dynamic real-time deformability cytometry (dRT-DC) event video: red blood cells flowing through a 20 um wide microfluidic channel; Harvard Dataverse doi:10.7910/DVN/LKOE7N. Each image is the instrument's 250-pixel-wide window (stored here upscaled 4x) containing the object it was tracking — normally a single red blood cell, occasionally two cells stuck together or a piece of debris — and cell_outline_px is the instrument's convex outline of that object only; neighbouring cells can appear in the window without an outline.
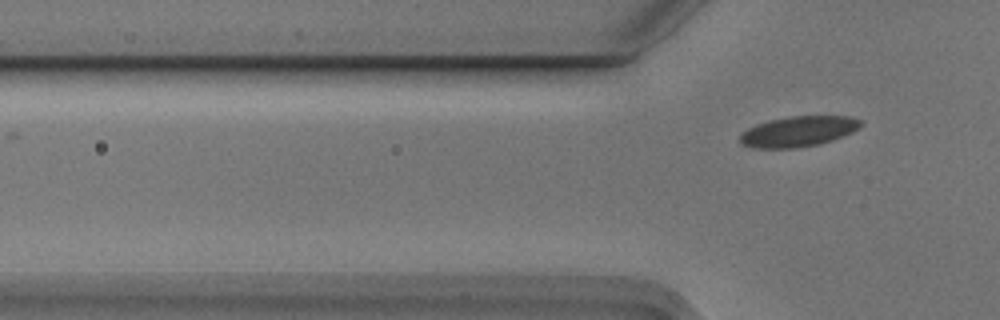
{"species": "Egyptian fruit bat (a non-hibernating species)", "species_latin": "Rousettus aegyptiacus", "temperature_condition": "cold", "stored_images_in_passage": 2, "camera_frame_rate_fps": 3000, "um_per_image_px": 0.085, "animal": {"sex": "male"}, "frame": {"image": 1, "passage_image": 2, "time_ms": 0.333, "image_size_px": [1000, 320], "cell_outline_px": [[864, 124], [860, 128], [852, 132], [832, 140], [816, 144], [796, 148], [752, 148], [740, 144], [740, 136], [748, 128], [756, 124], [768, 120], [792, 116], [852, 116], [864, 120]], "centroid_in_image_um": [67.89, 11.16], "position_along_channel_um": 57.9, "area_um2": 21.56}}